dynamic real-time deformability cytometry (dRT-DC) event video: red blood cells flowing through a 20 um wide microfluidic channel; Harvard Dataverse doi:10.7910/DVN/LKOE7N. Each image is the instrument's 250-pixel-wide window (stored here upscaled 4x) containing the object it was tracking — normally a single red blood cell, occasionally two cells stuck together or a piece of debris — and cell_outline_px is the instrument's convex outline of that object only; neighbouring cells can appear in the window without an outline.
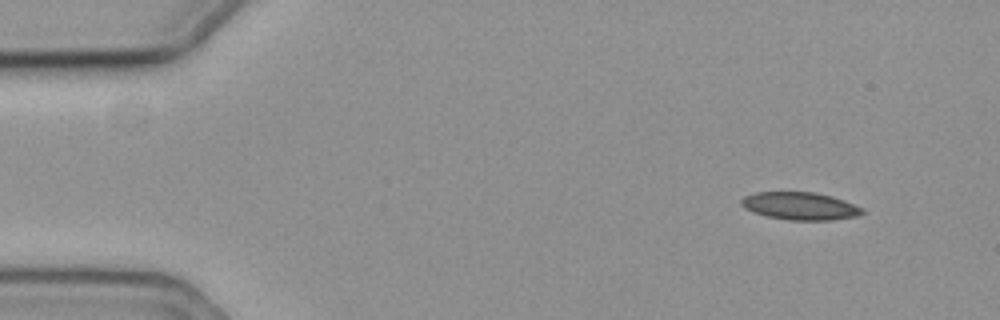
{"species": "common noctule bat (a hibernating species)", "species_latin": "Nyctalus noctula", "temperature_condition": "cold", "stored_images_in_passage": 54, "camera_frame_rate_fps": 3000, "um_per_image_px": 0.085, "animal": {"sex": "female", "body_mass_g": 19.3, "forearm_length_mm": 54.1}, "frame": {"image": 1, "passage_image": 1, "time_ms": 0.0, "image_size_px": [1000, 320], "cell_outline_px": [[864, 212], [856, 216], [832, 220], [788, 220], [768, 216], [752, 212], [744, 208], [740, 204], [740, 200], [744, 196], [756, 192], [816, 192], [832, 196], [844, 200], [864, 208]], "centroid_in_image_um": [68.0, 17.5], "position_along_channel_um": 17.0, "area_um2": 19.59}}
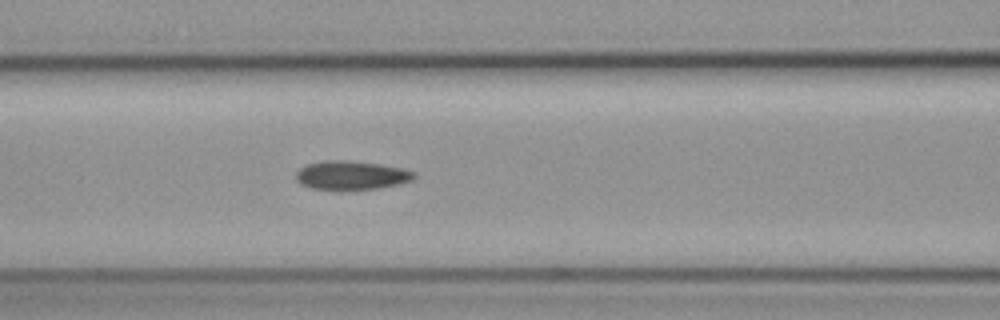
{"frame": {"image": 2, "passage_image": 20, "time_ms": 6.333, "image_size_px": [1000, 320], "cell_outline_px": [[416, 176], [412, 180], [400, 184], [380, 188], [340, 192], [308, 188], [300, 184], [296, 180], [296, 172], [300, 168], [308, 164], [324, 160], [348, 160], [380, 164], [400, 168], [416, 172]], "centroid_in_image_um": [29.83, 14.94], "position_along_channel_um": 136.8, "area_um2": 20.58}}
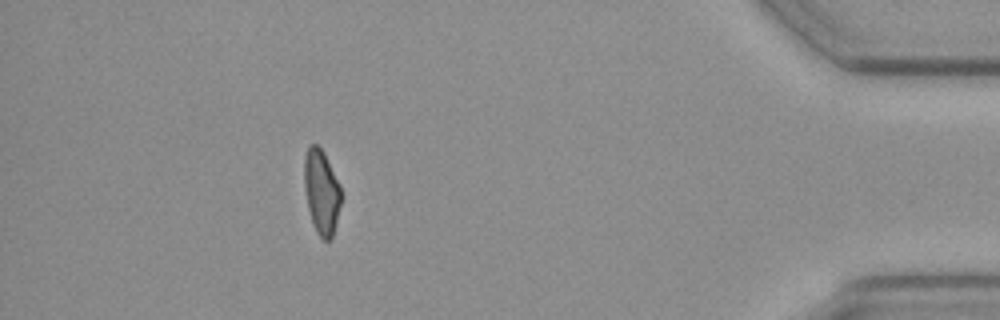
{"frame": {"image": 3, "passage_image": 48, "time_ms": 15.667, "image_size_px": [1000, 320], "cell_outline_px": [[340, 204], [336, 224], [332, 240], [324, 240], [316, 232], [312, 224], [308, 208], [304, 188], [304, 156], [308, 148], [312, 144], [316, 144], [324, 152], [340, 184]], "centroid_in_image_um": [27.32, 16.32], "position_along_channel_um": 407.9, "area_um2": 18.21}}